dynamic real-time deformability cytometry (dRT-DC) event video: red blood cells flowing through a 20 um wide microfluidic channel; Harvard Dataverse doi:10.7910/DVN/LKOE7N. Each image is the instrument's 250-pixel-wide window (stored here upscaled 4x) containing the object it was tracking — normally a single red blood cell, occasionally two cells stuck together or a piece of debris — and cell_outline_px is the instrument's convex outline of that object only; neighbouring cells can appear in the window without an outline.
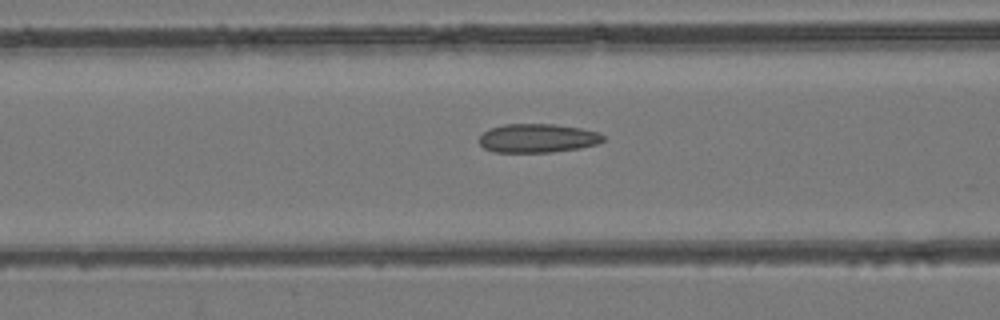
{"species": "common noctule bat (a hibernating species)", "species_latin": "Nyctalus noctula", "temperature_condition": "room temperature", "stored_images_in_passage": 51, "camera_frame_rate_fps": 3000, "um_per_image_px": 0.085, "animal": {"sex": "female", "body_mass_g": 24.6, "forearm_length_mm": 56.2}, "frame": {"image": 1, "passage_image": 21, "time_ms": 6.667, "image_size_px": [1000, 320], "cell_outline_px": [[604, 140], [596, 144], [580, 148], [552, 152], [492, 152], [484, 148], [480, 144], [480, 136], [488, 128], [504, 124], [556, 124], [580, 128], [600, 132], [604, 136]], "centroid_in_image_um": [45.69, 11.74], "position_along_channel_um": 120.9, "area_um2": 20.92}}
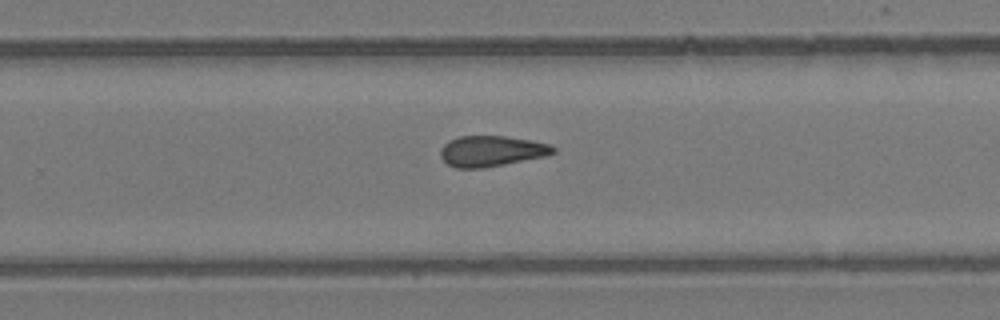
{"frame": {"image": 2, "passage_image": 33, "time_ms": 10.667, "image_size_px": [1000, 320], "cell_outline_px": [[556, 152], [548, 156], [504, 164], [480, 168], [456, 168], [448, 164], [440, 156], [440, 148], [448, 140], [460, 136], [504, 136], [552, 144], [556, 148]], "centroid_in_image_um": [41.79, 12.84], "position_along_channel_um": 288.0, "area_um2": 20.23}}
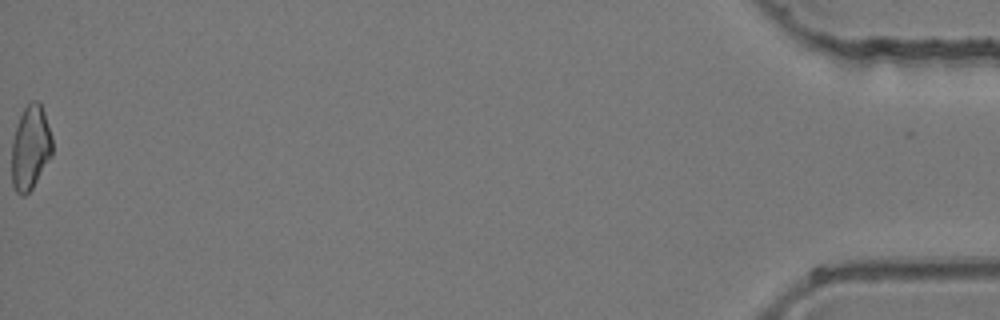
{"frame": {"image": 3, "passage_image": 51, "time_ms": 16.667, "image_size_px": [1000, 320], "cell_outline_px": [[52, 156], [32, 188], [24, 196], [20, 196], [16, 192], [12, 184], [12, 140], [20, 116], [24, 108], [32, 100], [36, 100], [40, 104], [44, 112], [52, 136]], "centroid_in_image_um": [2.59, 12.57], "position_along_channel_um": 432.6, "area_um2": 19.88}}